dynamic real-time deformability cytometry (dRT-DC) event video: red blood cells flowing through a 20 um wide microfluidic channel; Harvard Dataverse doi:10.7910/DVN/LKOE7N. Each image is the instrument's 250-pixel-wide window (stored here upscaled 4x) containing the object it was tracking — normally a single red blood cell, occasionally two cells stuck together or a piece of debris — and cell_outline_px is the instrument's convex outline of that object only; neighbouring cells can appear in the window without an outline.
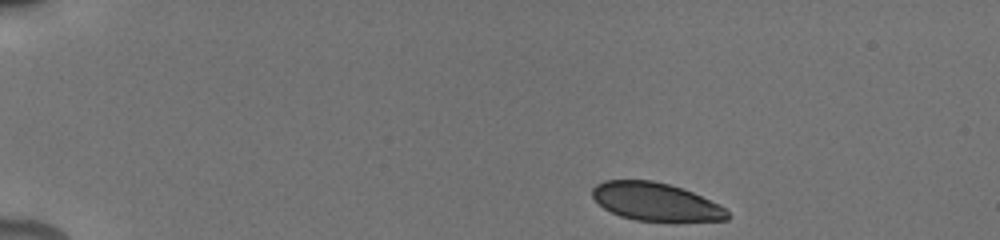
{"species": "human", "species_latin": "Homo sapiens", "temperature_condition": "cold", "stored_images_in_passage": 17, "camera_frame_rate_fps": 3000, "um_per_image_px": 0.085, "donor": {"sex": "male"}, "frame": {"image": 1, "passage_image": 1, "time_ms": 0.0, "image_size_px": [1000, 240], "cell_outline_px": [[732, 216], [728, 220], [676, 224], [636, 220], [620, 216], [604, 208], [592, 196], [592, 188], [596, 184], [604, 180], [652, 180], [668, 184], [692, 192], [724, 208]], "centroid_in_image_um": [55.78, 17.21], "position_along_channel_um": 29.2, "area_um2": 30.63}}
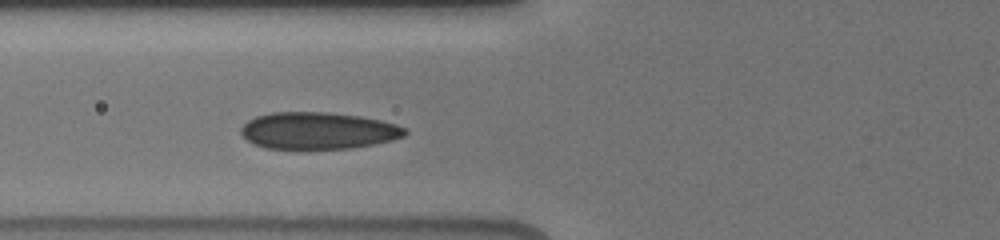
{"frame": {"image": 2, "passage_image": 14, "time_ms": 4.333, "image_size_px": [1000, 240], "cell_outline_px": [[408, 132], [404, 136], [392, 140], [352, 148], [308, 152], [300, 152], [264, 148], [252, 144], [240, 132], [240, 128], [248, 120], [256, 116], [272, 112], [328, 112], [360, 116], [380, 120], [396, 124], [404, 128]], "centroid_in_image_um": [26.98, 11.16], "position_along_channel_um": 98.8, "area_um2": 36.53}}
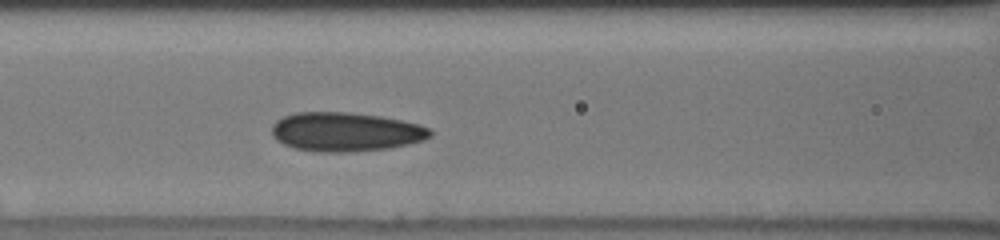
{"frame": {"image": 3, "passage_image": 17, "time_ms": 5.333, "image_size_px": [1000, 240], "cell_outline_px": [[432, 136], [424, 140], [408, 144], [388, 148], [348, 152], [320, 152], [296, 148], [284, 144], [276, 140], [272, 136], [272, 124], [276, 120], [284, 116], [296, 112], [348, 112], [380, 116], [420, 124], [428, 128], [432, 132]], "centroid_in_image_um": [29.37, 11.2], "position_along_channel_um": 137.2, "area_um2": 36.07}}